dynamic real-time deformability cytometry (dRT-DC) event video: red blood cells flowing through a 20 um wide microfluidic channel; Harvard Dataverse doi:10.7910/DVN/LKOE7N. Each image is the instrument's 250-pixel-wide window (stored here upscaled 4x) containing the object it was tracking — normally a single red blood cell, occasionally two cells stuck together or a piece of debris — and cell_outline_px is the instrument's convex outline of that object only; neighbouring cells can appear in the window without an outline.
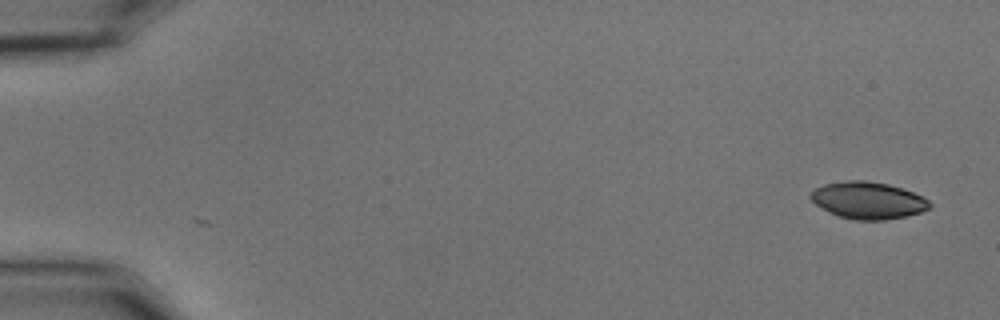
{"species": "common noctule bat (a hibernating species)", "species_latin": "Nyctalus noctula", "temperature_condition": "cold", "stored_images_in_passage": 53, "camera_frame_rate_fps": 3000, "um_per_image_px": 0.085, "animal": {"sex": "male", "body_mass_g": 15.6}, "frame": {"image": 1, "passage_image": 1, "time_ms": 0.0, "image_size_px": [1000, 320], "cell_outline_px": [[932, 204], [928, 208], [920, 212], [904, 216], [884, 220], [852, 220], [828, 212], [816, 204], [808, 196], [816, 188], [824, 184], [848, 180], [864, 180], [888, 184], [924, 196]], "centroid_in_image_um": [73.77, 17.03], "position_along_channel_um": 11.2, "area_um2": 25.49}}
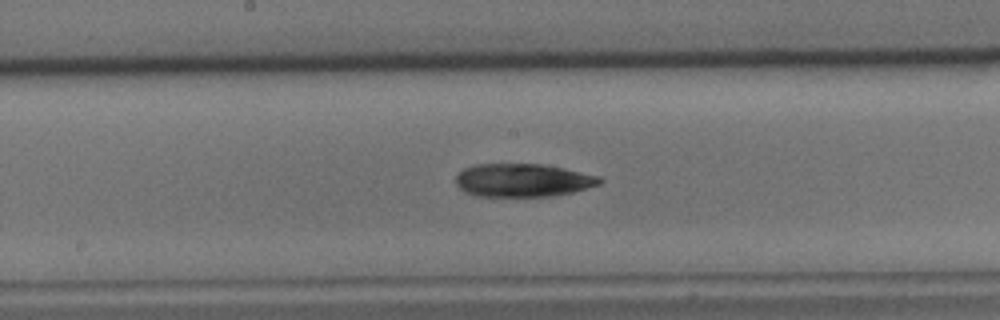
{"frame": {"image": 2, "passage_image": 28, "time_ms": 9.0, "image_size_px": [1000, 320], "cell_outline_px": [[604, 180], [600, 184], [572, 192], [548, 196], [480, 196], [468, 192], [460, 188], [456, 184], [456, 176], [464, 168], [476, 164], [544, 164], [564, 168], [600, 176]], "centroid_in_image_um": [44.47, 15.31], "position_along_channel_um": 203.7, "area_um2": 27.63}}
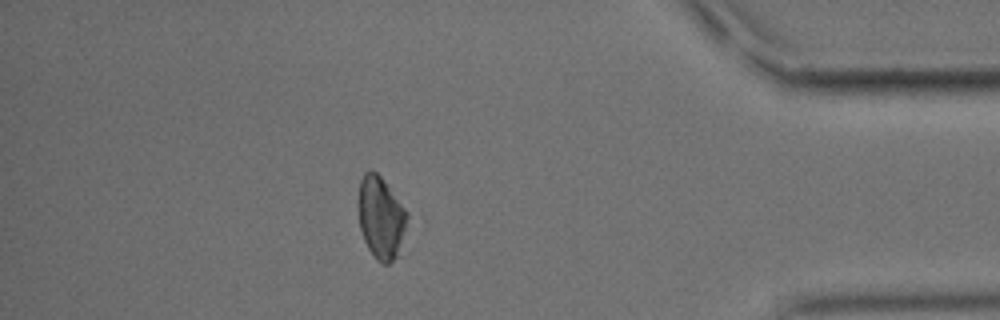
{"frame": {"image": 3, "passage_image": 47, "time_ms": 15.333, "image_size_px": [1000, 320], "cell_outline_px": [[408, 216], [404, 256], [388, 264], [384, 264], [376, 260], [368, 248], [364, 240], [360, 228], [356, 204], [356, 200], [360, 180], [364, 172], [372, 168], [380, 176], [408, 212]], "centroid_in_image_um": [32.41, 18.58], "position_along_channel_um": 402.8, "area_um2": 24.8}, "authors_computed_cell_mechanics": {"area_um2": 27.2816, "velocity_mm_per_s": 3.6743, "shape_relaxation_time_tau1_ms": 3.6204, "shape_relaxation_time_tau2_ms": null, "deformation_change_tau1": 0.0516, "deformation_change_tau2": null}}